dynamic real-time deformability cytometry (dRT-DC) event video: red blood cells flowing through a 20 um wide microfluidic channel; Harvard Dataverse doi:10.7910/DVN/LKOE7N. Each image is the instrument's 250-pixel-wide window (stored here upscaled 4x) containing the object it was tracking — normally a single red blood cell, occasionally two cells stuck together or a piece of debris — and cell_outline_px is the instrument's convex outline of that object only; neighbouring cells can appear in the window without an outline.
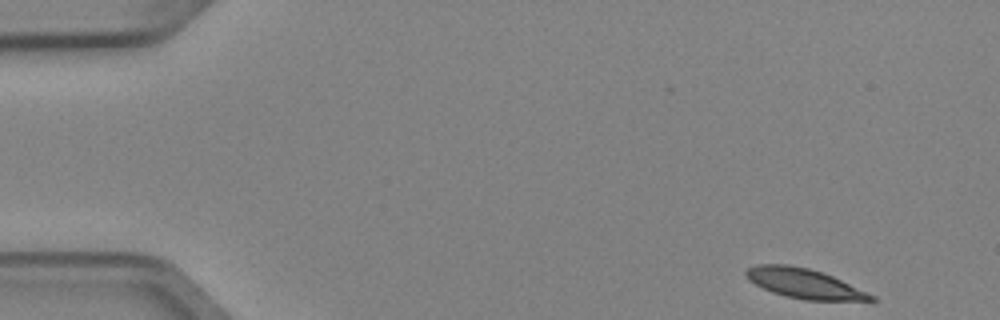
{"species": "Egyptian fruit bat (a non-hibernating species)", "species_latin": "Rousettus aegyptiacus", "temperature_condition": "cold", "stored_images_in_passage": 4, "camera_frame_rate_fps": 3000, "um_per_image_px": 0.085, "animal": {"sex": "female"}, "frame": {"image": 1, "passage_image": 1, "time_ms": 0.0, "image_size_px": [1000, 320], "cell_outline_px": [[876, 300], [804, 300], [772, 292], [748, 280], [744, 272], [748, 268], [756, 264], [788, 264], [808, 268], [832, 276], [876, 296]], "centroid_in_image_um": [68.32, 24.08], "position_along_channel_um": 16.7, "area_um2": 21.33}}
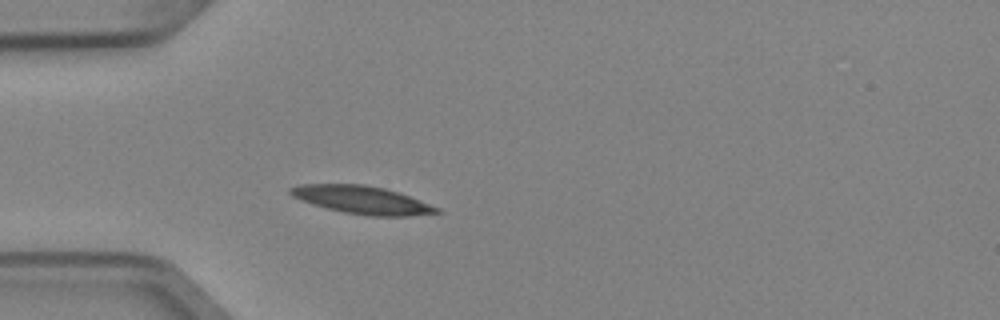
{"frame": {"image": 2, "passage_image": 4, "time_ms": 1.0, "image_size_px": [1000, 320], "cell_outline_px": [[444, 212], [412, 216], [368, 216], [344, 212], [312, 204], [300, 200], [292, 196], [288, 192], [288, 188], [300, 184], [364, 184], [384, 188], [408, 196], [440, 208]], "centroid_in_image_um": [30.76, 16.99], "position_along_channel_um": 54.2, "area_um2": 23.76}}